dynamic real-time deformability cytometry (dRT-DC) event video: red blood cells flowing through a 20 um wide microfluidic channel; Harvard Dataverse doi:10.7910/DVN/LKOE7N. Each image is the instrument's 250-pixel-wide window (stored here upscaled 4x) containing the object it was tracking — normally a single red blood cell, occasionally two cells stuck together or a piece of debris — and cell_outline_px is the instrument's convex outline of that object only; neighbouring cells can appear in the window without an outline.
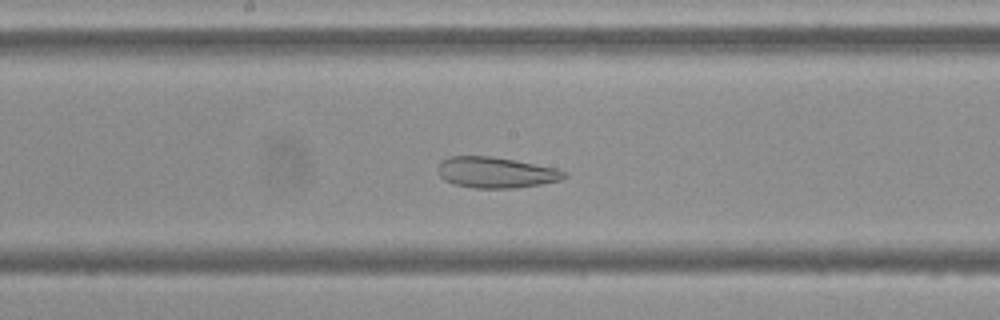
{"species": "Egyptian fruit bat (a non-hibernating species)", "species_latin": "Rousettus aegyptiacus", "temperature_condition": "cold", "stored_images_in_passage": 29, "camera_frame_rate_fps": 3000, "um_per_image_px": 0.085, "frame": {"image": 1, "passage_image": 29, "time_ms": 9.333, "image_size_px": [1000, 320], "cell_outline_px": [[568, 176], [560, 180], [540, 184], [516, 188], [472, 188], [452, 184], [444, 180], [440, 176], [440, 160], [452, 156], [492, 156], [516, 160], [556, 168], [568, 172]], "centroid_in_image_um": [42.18, 14.66], "position_along_channel_um": 206.0, "area_um2": 22.83}}